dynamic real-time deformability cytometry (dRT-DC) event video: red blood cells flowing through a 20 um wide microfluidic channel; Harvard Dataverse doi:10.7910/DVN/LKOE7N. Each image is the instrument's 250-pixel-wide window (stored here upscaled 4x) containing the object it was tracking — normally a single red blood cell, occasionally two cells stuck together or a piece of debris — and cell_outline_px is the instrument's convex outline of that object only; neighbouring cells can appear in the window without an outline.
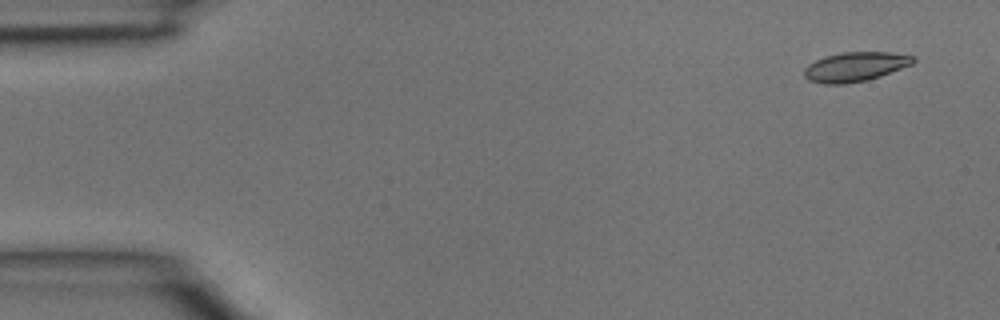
{"species": "common noctule bat (a hibernating species)", "species_latin": "Nyctalus noctula", "temperature_condition": "room temperature", "stored_images_in_passage": 3, "camera_frame_rate_fps": 3000, "um_per_image_px": 0.085, "animal": {"sex": "male", "body_mass_g": 15.6}, "frame": {"image": 1, "passage_image": 1, "time_ms": 0.0, "image_size_px": [1000, 320], "cell_outline_px": [[916, 60], [912, 64], [880, 76], [864, 80], [844, 84], [824, 84], [808, 80], [804, 76], [804, 68], [808, 64], [824, 56], [840, 52], [888, 52], [916, 56]], "centroid_in_image_um": [72.67, 5.66], "position_along_channel_um": 12.3, "area_um2": 18.67}}